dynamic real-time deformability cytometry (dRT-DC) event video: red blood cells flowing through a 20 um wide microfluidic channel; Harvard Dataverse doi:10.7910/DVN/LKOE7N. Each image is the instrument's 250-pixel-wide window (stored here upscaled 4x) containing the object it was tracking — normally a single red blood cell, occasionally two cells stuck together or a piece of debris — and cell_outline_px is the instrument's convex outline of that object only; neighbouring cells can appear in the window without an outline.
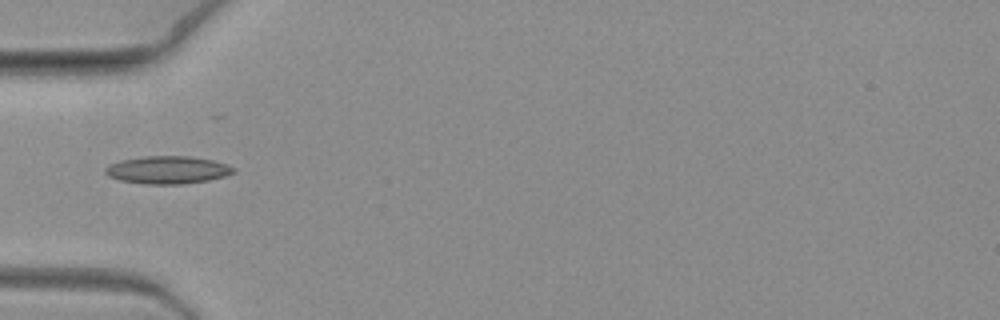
{"species": "common noctule bat (a hibernating species)", "species_latin": "Nyctalus noctula", "temperature_condition": "warm", "stored_images_in_passage": 9, "camera_frame_rate_fps": 3000, "um_per_image_px": 0.085, "animal": {"sex": "female", "body_mass_g": 19.3, "forearm_length_mm": 54.1}, "frame": {"image": 1, "passage_image": 7, "time_ms": 2.0, "image_size_px": [1000, 320], "cell_outline_px": [[236, 172], [224, 176], [208, 180], [184, 184], [144, 184], [120, 180], [108, 176], [104, 172], [104, 168], [108, 164], [120, 160], [144, 156], [188, 156], [212, 160], [228, 164], [236, 168]], "centroid_in_image_um": [14.23, 14.44], "position_along_channel_um": 70.8, "area_um2": 20.87}}
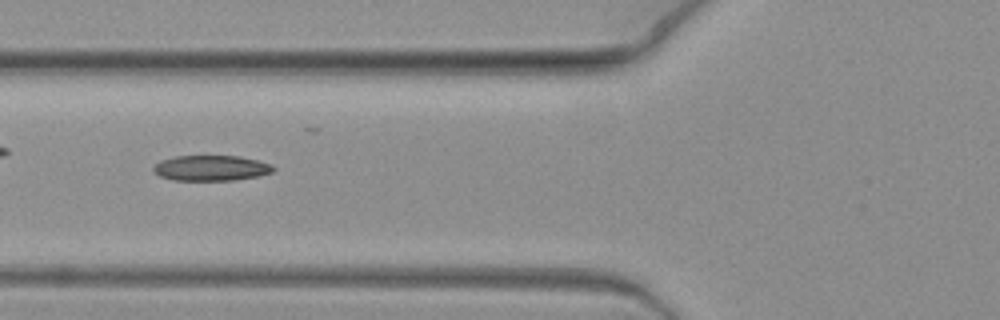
{"frame": {"image": 2, "passage_image": 8, "time_ms": 2.333, "image_size_px": [1000, 320], "cell_outline_px": [[276, 168], [272, 172], [256, 176], [236, 180], [172, 180], [160, 176], [152, 168], [160, 160], [176, 156], [240, 156], [272, 164]], "centroid_in_image_um": [17.95, 14.28], "position_along_channel_um": 107.8, "area_um2": 17.69}}